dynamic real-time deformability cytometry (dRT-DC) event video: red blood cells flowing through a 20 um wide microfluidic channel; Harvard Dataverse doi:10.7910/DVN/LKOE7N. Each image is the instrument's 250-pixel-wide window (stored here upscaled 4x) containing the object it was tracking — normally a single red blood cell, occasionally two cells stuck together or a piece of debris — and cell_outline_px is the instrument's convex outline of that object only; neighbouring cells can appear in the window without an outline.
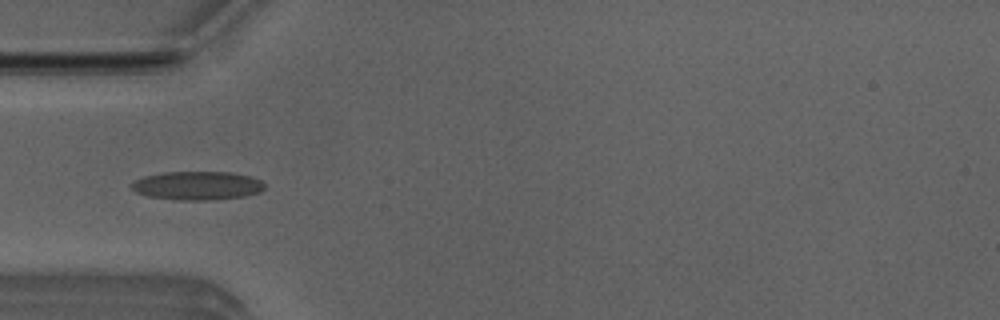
{"species": "Egyptian fruit bat (a non-hibernating species)", "species_latin": "Rousettus aegyptiacus", "temperature_condition": "room temperature", "stored_images_in_passage": 6, "camera_frame_rate_fps": 3000, "um_per_image_px": 0.085, "animal": {"sex": "male"}, "frame": {"image": 1, "passage_image": 5, "time_ms": 1.333, "image_size_px": [1000, 320], "cell_outline_px": [[264, 188], [260, 192], [244, 196], [208, 200], [180, 200], [148, 196], [136, 192], [132, 188], [132, 184], [136, 180], [144, 176], [164, 172], [232, 172], [252, 176], [260, 180], [264, 184]], "centroid_in_image_um": [16.8, 15.77], "position_along_channel_um": 68.2, "area_um2": 22.08}}